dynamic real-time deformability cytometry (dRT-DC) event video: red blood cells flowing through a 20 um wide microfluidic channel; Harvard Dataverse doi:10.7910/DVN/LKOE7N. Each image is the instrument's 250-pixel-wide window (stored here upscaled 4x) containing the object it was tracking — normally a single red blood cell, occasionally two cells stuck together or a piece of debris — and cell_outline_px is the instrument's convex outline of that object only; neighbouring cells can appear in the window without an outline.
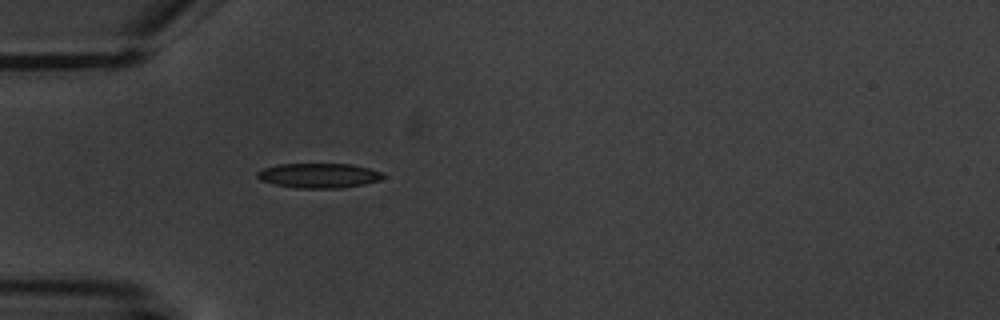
{"species": "common noctule bat (a hibernating species)", "species_latin": "Nyctalus noctula", "temperature_condition": "warm", "stored_images_in_passage": 5, "camera_frame_rate_fps": 3000, "um_per_image_px": 0.085, "animal": {"sex": "male", "body_mass_g": 20.1, "forearm_length_mm": 53.5}, "frame": {"image": 1, "passage_image": 5, "time_ms": 4.667, "image_size_px": [1000, 320], "cell_outline_px": [[384, 176], [380, 180], [364, 184], [340, 188], [296, 188], [276, 184], [260, 180], [256, 176], [256, 172], [264, 168], [276, 164], [352, 164], [368, 168], [380, 172]], "centroid_in_image_um": [27.07, 14.92], "position_along_channel_um": 57.9, "area_um2": 18.03}}